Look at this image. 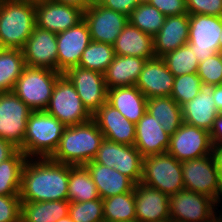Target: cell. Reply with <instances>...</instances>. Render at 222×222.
Instances as JSON below:
<instances>
[{"label":"cell","mask_w":222,"mask_h":222,"mask_svg":"<svg viewBox=\"0 0 222 222\" xmlns=\"http://www.w3.org/2000/svg\"><path fill=\"white\" fill-rule=\"evenodd\" d=\"M141 182L170 196L185 189L182 165L168 152L143 158Z\"/></svg>","instance_id":"6"},{"label":"cell","mask_w":222,"mask_h":222,"mask_svg":"<svg viewBox=\"0 0 222 222\" xmlns=\"http://www.w3.org/2000/svg\"><path fill=\"white\" fill-rule=\"evenodd\" d=\"M212 155L214 157L216 167L220 172V196L222 199V146H213Z\"/></svg>","instance_id":"48"},{"label":"cell","mask_w":222,"mask_h":222,"mask_svg":"<svg viewBox=\"0 0 222 222\" xmlns=\"http://www.w3.org/2000/svg\"><path fill=\"white\" fill-rule=\"evenodd\" d=\"M104 222L136 221L134 190L102 199Z\"/></svg>","instance_id":"32"},{"label":"cell","mask_w":222,"mask_h":222,"mask_svg":"<svg viewBox=\"0 0 222 222\" xmlns=\"http://www.w3.org/2000/svg\"><path fill=\"white\" fill-rule=\"evenodd\" d=\"M5 46L2 43L1 37H0V53L3 52L5 50Z\"/></svg>","instance_id":"55"},{"label":"cell","mask_w":222,"mask_h":222,"mask_svg":"<svg viewBox=\"0 0 222 222\" xmlns=\"http://www.w3.org/2000/svg\"><path fill=\"white\" fill-rule=\"evenodd\" d=\"M36 26L35 5L3 0L0 6V37L6 49L22 50Z\"/></svg>","instance_id":"4"},{"label":"cell","mask_w":222,"mask_h":222,"mask_svg":"<svg viewBox=\"0 0 222 222\" xmlns=\"http://www.w3.org/2000/svg\"><path fill=\"white\" fill-rule=\"evenodd\" d=\"M92 119L104 138L124 145L135 144L136 124L130 122L108 102L92 115Z\"/></svg>","instance_id":"19"},{"label":"cell","mask_w":222,"mask_h":222,"mask_svg":"<svg viewBox=\"0 0 222 222\" xmlns=\"http://www.w3.org/2000/svg\"><path fill=\"white\" fill-rule=\"evenodd\" d=\"M68 214L74 222H104L103 201L70 202Z\"/></svg>","instance_id":"39"},{"label":"cell","mask_w":222,"mask_h":222,"mask_svg":"<svg viewBox=\"0 0 222 222\" xmlns=\"http://www.w3.org/2000/svg\"><path fill=\"white\" fill-rule=\"evenodd\" d=\"M104 0H84V10L96 6H101Z\"/></svg>","instance_id":"51"},{"label":"cell","mask_w":222,"mask_h":222,"mask_svg":"<svg viewBox=\"0 0 222 222\" xmlns=\"http://www.w3.org/2000/svg\"><path fill=\"white\" fill-rule=\"evenodd\" d=\"M45 111L66 127L85 123L92 119V115L83 105L73 84L64 74L57 79Z\"/></svg>","instance_id":"7"},{"label":"cell","mask_w":222,"mask_h":222,"mask_svg":"<svg viewBox=\"0 0 222 222\" xmlns=\"http://www.w3.org/2000/svg\"><path fill=\"white\" fill-rule=\"evenodd\" d=\"M221 30L222 17L189 14L188 44L199 62L221 51L219 42Z\"/></svg>","instance_id":"10"},{"label":"cell","mask_w":222,"mask_h":222,"mask_svg":"<svg viewBox=\"0 0 222 222\" xmlns=\"http://www.w3.org/2000/svg\"><path fill=\"white\" fill-rule=\"evenodd\" d=\"M83 19L89 27L91 41L111 45L129 22L127 15L102 5L84 10Z\"/></svg>","instance_id":"14"},{"label":"cell","mask_w":222,"mask_h":222,"mask_svg":"<svg viewBox=\"0 0 222 222\" xmlns=\"http://www.w3.org/2000/svg\"><path fill=\"white\" fill-rule=\"evenodd\" d=\"M217 206H219L218 203L212 198L183 189L169 196L170 220L172 222H210L217 215Z\"/></svg>","instance_id":"9"},{"label":"cell","mask_w":222,"mask_h":222,"mask_svg":"<svg viewBox=\"0 0 222 222\" xmlns=\"http://www.w3.org/2000/svg\"><path fill=\"white\" fill-rule=\"evenodd\" d=\"M147 59L115 55L104 73L107 89L135 86Z\"/></svg>","instance_id":"27"},{"label":"cell","mask_w":222,"mask_h":222,"mask_svg":"<svg viewBox=\"0 0 222 222\" xmlns=\"http://www.w3.org/2000/svg\"><path fill=\"white\" fill-rule=\"evenodd\" d=\"M22 52L26 66L52 69L58 72L56 33L35 26Z\"/></svg>","instance_id":"16"},{"label":"cell","mask_w":222,"mask_h":222,"mask_svg":"<svg viewBox=\"0 0 222 222\" xmlns=\"http://www.w3.org/2000/svg\"><path fill=\"white\" fill-rule=\"evenodd\" d=\"M219 36H220V38H219L220 48H221V51H222V30H221V34Z\"/></svg>","instance_id":"56"},{"label":"cell","mask_w":222,"mask_h":222,"mask_svg":"<svg viewBox=\"0 0 222 222\" xmlns=\"http://www.w3.org/2000/svg\"><path fill=\"white\" fill-rule=\"evenodd\" d=\"M161 58L174 77L197 73L199 61L188 43Z\"/></svg>","instance_id":"36"},{"label":"cell","mask_w":222,"mask_h":222,"mask_svg":"<svg viewBox=\"0 0 222 222\" xmlns=\"http://www.w3.org/2000/svg\"><path fill=\"white\" fill-rule=\"evenodd\" d=\"M107 102L136 124L147 109V98L136 86L108 89Z\"/></svg>","instance_id":"25"},{"label":"cell","mask_w":222,"mask_h":222,"mask_svg":"<svg viewBox=\"0 0 222 222\" xmlns=\"http://www.w3.org/2000/svg\"><path fill=\"white\" fill-rule=\"evenodd\" d=\"M143 156L134 145L121 144L120 169L123 175L131 179L135 184L142 179Z\"/></svg>","instance_id":"38"},{"label":"cell","mask_w":222,"mask_h":222,"mask_svg":"<svg viewBox=\"0 0 222 222\" xmlns=\"http://www.w3.org/2000/svg\"><path fill=\"white\" fill-rule=\"evenodd\" d=\"M91 42L90 31L84 19L76 26L57 34V65L58 72L65 73L77 67L83 51Z\"/></svg>","instance_id":"15"},{"label":"cell","mask_w":222,"mask_h":222,"mask_svg":"<svg viewBox=\"0 0 222 222\" xmlns=\"http://www.w3.org/2000/svg\"><path fill=\"white\" fill-rule=\"evenodd\" d=\"M99 198L97 186L86 167L69 164L68 201L85 202Z\"/></svg>","instance_id":"30"},{"label":"cell","mask_w":222,"mask_h":222,"mask_svg":"<svg viewBox=\"0 0 222 222\" xmlns=\"http://www.w3.org/2000/svg\"><path fill=\"white\" fill-rule=\"evenodd\" d=\"M146 111L158 120L164 131L170 135L183 124L181 106L171 96L148 98Z\"/></svg>","instance_id":"29"},{"label":"cell","mask_w":222,"mask_h":222,"mask_svg":"<svg viewBox=\"0 0 222 222\" xmlns=\"http://www.w3.org/2000/svg\"><path fill=\"white\" fill-rule=\"evenodd\" d=\"M58 3L72 5L81 8L84 11V0H52Z\"/></svg>","instance_id":"50"},{"label":"cell","mask_w":222,"mask_h":222,"mask_svg":"<svg viewBox=\"0 0 222 222\" xmlns=\"http://www.w3.org/2000/svg\"><path fill=\"white\" fill-rule=\"evenodd\" d=\"M189 14L167 16L159 32L153 37L155 57L176 50L188 43Z\"/></svg>","instance_id":"22"},{"label":"cell","mask_w":222,"mask_h":222,"mask_svg":"<svg viewBox=\"0 0 222 222\" xmlns=\"http://www.w3.org/2000/svg\"><path fill=\"white\" fill-rule=\"evenodd\" d=\"M183 123L206 129L210 132L218 115L210 87H203L191 101L181 106Z\"/></svg>","instance_id":"24"},{"label":"cell","mask_w":222,"mask_h":222,"mask_svg":"<svg viewBox=\"0 0 222 222\" xmlns=\"http://www.w3.org/2000/svg\"><path fill=\"white\" fill-rule=\"evenodd\" d=\"M212 96L218 112L222 113V85L211 86Z\"/></svg>","instance_id":"49"},{"label":"cell","mask_w":222,"mask_h":222,"mask_svg":"<svg viewBox=\"0 0 222 222\" xmlns=\"http://www.w3.org/2000/svg\"><path fill=\"white\" fill-rule=\"evenodd\" d=\"M134 197L137 222L170 220L168 195L140 182L135 184Z\"/></svg>","instance_id":"18"},{"label":"cell","mask_w":222,"mask_h":222,"mask_svg":"<svg viewBox=\"0 0 222 222\" xmlns=\"http://www.w3.org/2000/svg\"><path fill=\"white\" fill-rule=\"evenodd\" d=\"M166 16L146 1L141 2L128 16L131 25L154 37L165 22Z\"/></svg>","instance_id":"34"},{"label":"cell","mask_w":222,"mask_h":222,"mask_svg":"<svg viewBox=\"0 0 222 222\" xmlns=\"http://www.w3.org/2000/svg\"><path fill=\"white\" fill-rule=\"evenodd\" d=\"M120 159L121 144L104 138L94 161L109 168L120 169Z\"/></svg>","instance_id":"41"},{"label":"cell","mask_w":222,"mask_h":222,"mask_svg":"<svg viewBox=\"0 0 222 222\" xmlns=\"http://www.w3.org/2000/svg\"><path fill=\"white\" fill-rule=\"evenodd\" d=\"M197 74L203 87L222 85V57L220 52L199 62Z\"/></svg>","instance_id":"40"},{"label":"cell","mask_w":222,"mask_h":222,"mask_svg":"<svg viewBox=\"0 0 222 222\" xmlns=\"http://www.w3.org/2000/svg\"><path fill=\"white\" fill-rule=\"evenodd\" d=\"M212 147L209 131L183 123L170 135L167 152L182 162L212 154Z\"/></svg>","instance_id":"13"},{"label":"cell","mask_w":222,"mask_h":222,"mask_svg":"<svg viewBox=\"0 0 222 222\" xmlns=\"http://www.w3.org/2000/svg\"><path fill=\"white\" fill-rule=\"evenodd\" d=\"M21 1H25L26 3H29V4H32V5H38V4H41V3H45V2H48V1H51V0H21Z\"/></svg>","instance_id":"52"},{"label":"cell","mask_w":222,"mask_h":222,"mask_svg":"<svg viewBox=\"0 0 222 222\" xmlns=\"http://www.w3.org/2000/svg\"><path fill=\"white\" fill-rule=\"evenodd\" d=\"M32 110L12 92H0V138L20 149Z\"/></svg>","instance_id":"11"},{"label":"cell","mask_w":222,"mask_h":222,"mask_svg":"<svg viewBox=\"0 0 222 222\" xmlns=\"http://www.w3.org/2000/svg\"><path fill=\"white\" fill-rule=\"evenodd\" d=\"M175 77L161 57L146 60L136 87L146 98L171 96Z\"/></svg>","instance_id":"20"},{"label":"cell","mask_w":222,"mask_h":222,"mask_svg":"<svg viewBox=\"0 0 222 222\" xmlns=\"http://www.w3.org/2000/svg\"><path fill=\"white\" fill-rule=\"evenodd\" d=\"M69 204L68 200L21 201L20 222H56L68 215Z\"/></svg>","instance_id":"28"},{"label":"cell","mask_w":222,"mask_h":222,"mask_svg":"<svg viewBox=\"0 0 222 222\" xmlns=\"http://www.w3.org/2000/svg\"><path fill=\"white\" fill-rule=\"evenodd\" d=\"M66 126L45 110L32 111L20 150L27 158H50L56 151Z\"/></svg>","instance_id":"3"},{"label":"cell","mask_w":222,"mask_h":222,"mask_svg":"<svg viewBox=\"0 0 222 222\" xmlns=\"http://www.w3.org/2000/svg\"><path fill=\"white\" fill-rule=\"evenodd\" d=\"M146 2L156 7L166 17L188 14L185 0H147Z\"/></svg>","instance_id":"44"},{"label":"cell","mask_w":222,"mask_h":222,"mask_svg":"<svg viewBox=\"0 0 222 222\" xmlns=\"http://www.w3.org/2000/svg\"><path fill=\"white\" fill-rule=\"evenodd\" d=\"M114 57L113 45L91 41L83 51L78 66L104 74Z\"/></svg>","instance_id":"35"},{"label":"cell","mask_w":222,"mask_h":222,"mask_svg":"<svg viewBox=\"0 0 222 222\" xmlns=\"http://www.w3.org/2000/svg\"><path fill=\"white\" fill-rule=\"evenodd\" d=\"M63 74L73 84L83 105L91 115L107 102L108 89L104 74L79 66L72 67Z\"/></svg>","instance_id":"12"},{"label":"cell","mask_w":222,"mask_h":222,"mask_svg":"<svg viewBox=\"0 0 222 222\" xmlns=\"http://www.w3.org/2000/svg\"><path fill=\"white\" fill-rule=\"evenodd\" d=\"M113 49L118 56H135L147 60L155 57L153 37L129 22L117 37Z\"/></svg>","instance_id":"26"},{"label":"cell","mask_w":222,"mask_h":222,"mask_svg":"<svg viewBox=\"0 0 222 222\" xmlns=\"http://www.w3.org/2000/svg\"><path fill=\"white\" fill-rule=\"evenodd\" d=\"M17 150L11 142L0 138V163L9 159Z\"/></svg>","instance_id":"47"},{"label":"cell","mask_w":222,"mask_h":222,"mask_svg":"<svg viewBox=\"0 0 222 222\" xmlns=\"http://www.w3.org/2000/svg\"><path fill=\"white\" fill-rule=\"evenodd\" d=\"M185 189L204 194L218 204L220 197V172L212 154L181 162Z\"/></svg>","instance_id":"8"},{"label":"cell","mask_w":222,"mask_h":222,"mask_svg":"<svg viewBox=\"0 0 222 222\" xmlns=\"http://www.w3.org/2000/svg\"><path fill=\"white\" fill-rule=\"evenodd\" d=\"M169 145L170 134L146 111L136 123L135 148L145 157L165 153Z\"/></svg>","instance_id":"21"},{"label":"cell","mask_w":222,"mask_h":222,"mask_svg":"<svg viewBox=\"0 0 222 222\" xmlns=\"http://www.w3.org/2000/svg\"><path fill=\"white\" fill-rule=\"evenodd\" d=\"M103 139L104 135L93 119L67 126L50 159L73 166L85 165L94 160Z\"/></svg>","instance_id":"2"},{"label":"cell","mask_w":222,"mask_h":222,"mask_svg":"<svg viewBox=\"0 0 222 222\" xmlns=\"http://www.w3.org/2000/svg\"><path fill=\"white\" fill-rule=\"evenodd\" d=\"M141 2V0H104L102 6L129 16Z\"/></svg>","instance_id":"45"},{"label":"cell","mask_w":222,"mask_h":222,"mask_svg":"<svg viewBox=\"0 0 222 222\" xmlns=\"http://www.w3.org/2000/svg\"><path fill=\"white\" fill-rule=\"evenodd\" d=\"M26 67L22 50L5 49L0 53V92H12Z\"/></svg>","instance_id":"33"},{"label":"cell","mask_w":222,"mask_h":222,"mask_svg":"<svg viewBox=\"0 0 222 222\" xmlns=\"http://www.w3.org/2000/svg\"><path fill=\"white\" fill-rule=\"evenodd\" d=\"M188 14L222 17V0H185Z\"/></svg>","instance_id":"43"},{"label":"cell","mask_w":222,"mask_h":222,"mask_svg":"<svg viewBox=\"0 0 222 222\" xmlns=\"http://www.w3.org/2000/svg\"><path fill=\"white\" fill-rule=\"evenodd\" d=\"M69 164L50 158H28L21 173V201L68 200Z\"/></svg>","instance_id":"1"},{"label":"cell","mask_w":222,"mask_h":222,"mask_svg":"<svg viewBox=\"0 0 222 222\" xmlns=\"http://www.w3.org/2000/svg\"><path fill=\"white\" fill-rule=\"evenodd\" d=\"M27 159L18 149L9 159L0 163V196H19L21 173Z\"/></svg>","instance_id":"31"},{"label":"cell","mask_w":222,"mask_h":222,"mask_svg":"<svg viewBox=\"0 0 222 222\" xmlns=\"http://www.w3.org/2000/svg\"><path fill=\"white\" fill-rule=\"evenodd\" d=\"M203 88L197 73H190L175 77L171 92L172 99L180 106L193 100Z\"/></svg>","instance_id":"37"},{"label":"cell","mask_w":222,"mask_h":222,"mask_svg":"<svg viewBox=\"0 0 222 222\" xmlns=\"http://www.w3.org/2000/svg\"><path fill=\"white\" fill-rule=\"evenodd\" d=\"M84 166L96 184L101 199L134 190L135 183L115 168L98 164L94 160L86 163Z\"/></svg>","instance_id":"23"},{"label":"cell","mask_w":222,"mask_h":222,"mask_svg":"<svg viewBox=\"0 0 222 222\" xmlns=\"http://www.w3.org/2000/svg\"><path fill=\"white\" fill-rule=\"evenodd\" d=\"M36 26L53 33L63 32L83 20V10L79 7L48 1L35 6Z\"/></svg>","instance_id":"17"},{"label":"cell","mask_w":222,"mask_h":222,"mask_svg":"<svg viewBox=\"0 0 222 222\" xmlns=\"http://www.w3.org/2000/svg\"><path fill=\"white\" fill-rule=\"evenodd\" d=\"M20 215L19 196H0V222H20Z\"/></svg>","instance_id":"42"},{"label":"cell","mask_w":222,"mask_h":222,"mask_svg":"<svg viewBox=\"0 0 222 222\" xmlns=\"http://www.w3.org/2000/svg\"><path fill=\"white\" fill-rule=\"evenodd\" d=\"M212 146H222V113L219 112L210 130Z\"/></svg>","instance_id":"46"},{"label":"cell","mask_w":222,"mask_h":222,"mask_svg":"<svg viewBox=\"0 0 222 222\" xmlns=\"http://www.w3.org/2000/svg\"><path fill=\"white\" fill-rule=\"evenodd\" d=\"M61 75L52 69L26 66L15 83L13 93L32 111L45 110Z\"/></svg>","instance_id":"5"},{"label":"cell","mask_w":222,"mask_h":222,"mask_svg":"<svg viewBox=\"0 0 222 222\" xmlns=\"http://www.w3.org/2000/svg\"><path fill=\"white\" fill-rule=\"evenodd\" d=\"M210 222H222V212L219 215L217 214Z\"/></svg>","instance_id":"54"},{"label":"cell","mask_w":222,"mask_h":222,"mask_svg":"<svg viewBox=\"0 0 222 222\" xmlns=\"http://www.w3.org/2000/svg\"><path fill=\"white\" fill-rule=\"evenodd\" d=\"M56 222H74L69 214L67 216L62 217L61 219L57 220Z\"/></svg>","instance_id":"53"}]
</instances>
